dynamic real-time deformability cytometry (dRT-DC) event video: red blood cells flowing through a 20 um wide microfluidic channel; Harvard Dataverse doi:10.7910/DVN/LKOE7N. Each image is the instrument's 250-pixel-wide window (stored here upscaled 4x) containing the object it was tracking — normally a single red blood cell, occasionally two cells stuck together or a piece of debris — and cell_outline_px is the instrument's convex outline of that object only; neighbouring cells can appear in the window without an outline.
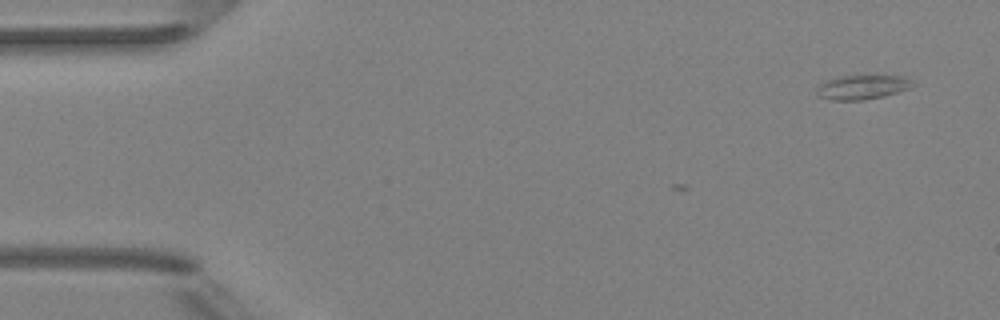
{"species": "Egyptian fruit bat (a non-hibernating species)", "species_latin": "Rousettus aegyptiacus", "temperature_condition": "room temperature", "stored_images_in_passage": 4, "camera_frame_rate_fps": 3000, "um_per_image_px": 0.085, "animal": {"sex": "female"}, "frame": {"image": 1, "passage_image": 1, "time_ms": 0.0, "image_size_px": [1000, 320], "cell_outline_px": [[916, 84], [908, 88], [884, 96], [864, 100], [832, 100], [816, 96], [816, 88], [824, 80], [840, 76], [860, 72], [904, 76], [912, 80]], "centroid_in_image_um": [73.28, 7.34], "position_along_channel_um": 11.7, "area_um2": 14.57}}
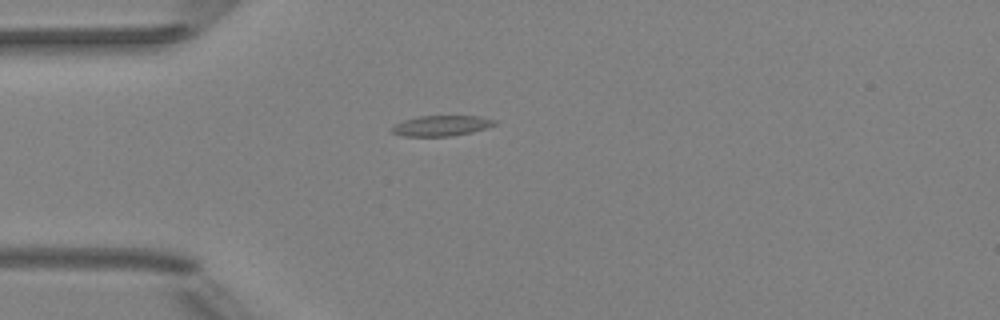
{"frame": {"image": 2, "passage_image": 4, "time_ms": 3.667, "image_size_px": [1000, 320], "cell_outline_px": [[496, 124], [472, 132], [452, 136], [404, 136], [392, 132], [392, 128], [396, 124], [404, 120], [420, 116], [480, 116], [496, 120]], "centroid_in_image_um": [37.54, 10.68], "position_along_channel_um": 47.5, "area_um2": 12.08}}